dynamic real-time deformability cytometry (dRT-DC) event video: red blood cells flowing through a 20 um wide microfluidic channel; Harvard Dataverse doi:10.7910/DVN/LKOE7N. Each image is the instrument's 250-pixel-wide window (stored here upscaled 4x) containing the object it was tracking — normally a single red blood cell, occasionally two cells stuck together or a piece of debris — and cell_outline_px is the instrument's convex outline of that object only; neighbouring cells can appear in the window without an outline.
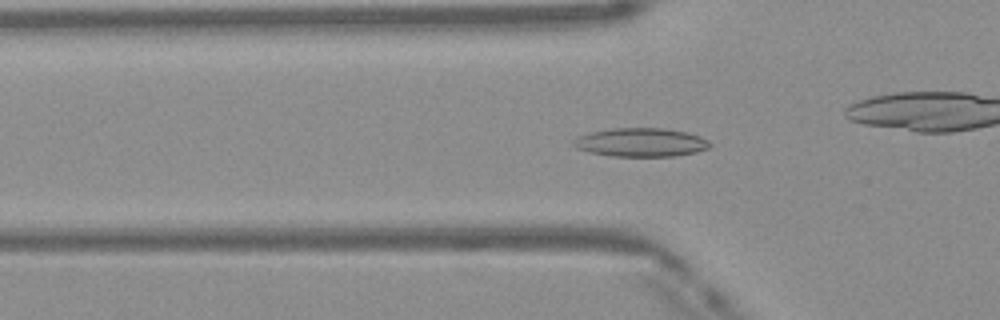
{"species": "Egyptian fruit bat (a non-hibernating species)", "species_latin": "Rousettus aegyptiacus", "temperature_condition": "warm", "stored_images_in_passage": 46, "camera_frame_rate_fps": 3000, "um_per_image_px": 0.085, "frame": {"image": 1, "passage_image": 12, "time_ms": 3.667, "image_size_px": [1000, 320], "cell_outline_px": [[712, 144], [708, 148], [696, 152], [676, 156], [612, 156], [588, 152], [576, 148], [572, 144], [572, 140], [580, 136], [592, 132], [612, 128], [664, 128], [688, 132], [700, 136], [708, 140]], "centroid_in_image_um": [54.49, 12.1], "position_along_channel_um": 71.3, "area_um2": 22.83}}
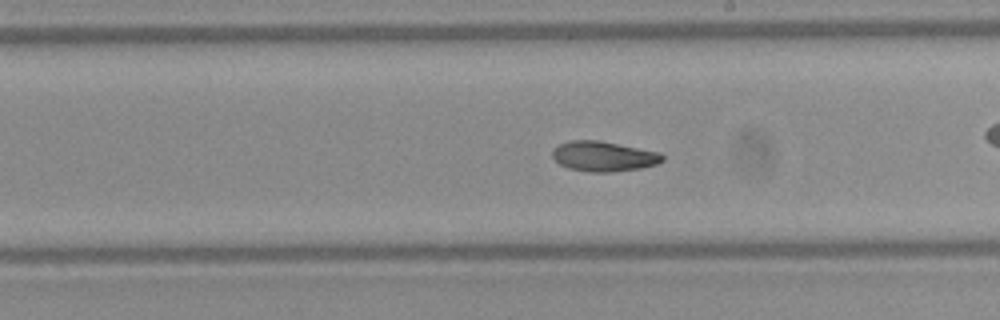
{"frame": {"image": 2, "passage_image": 24, "time_ms": 7.667, "image_size_px": [1000, 320], "cell_outline_px": [[664, 160], [656, 164], [640, 168], [612, 172], [588, 172], [568, 168], [560, 164], [552, 156], [552, 148], [560, 144], [572, 140], [600, 140], [660, 152], [664, 156]], "centroid_in_image_um": [51.3, 13.28], "position_along_channel_um": 237.7, "area_um2": 19.36}}
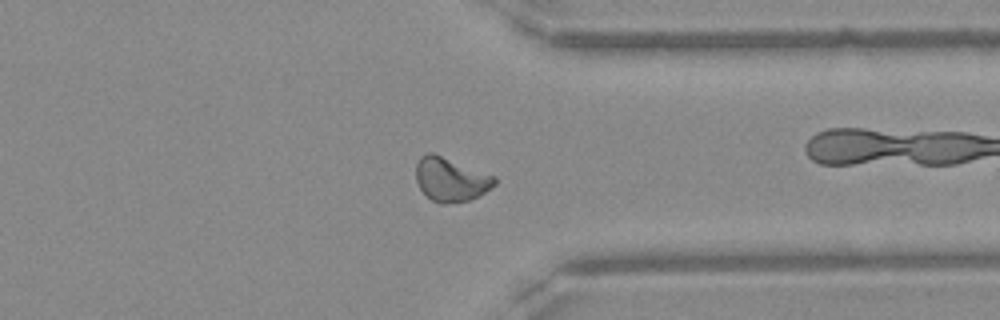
{"frame": {"image": 3, "passage_image": 34, "time_ms": 11.0, "image_size_px": [1000, 320], "cell_outline_px": [[496, 184], [472, 200], [444, 204], [440, 204], [432, 200], [420, 188], [416, 180], [416, 164], [420, 156], [428, 152], [432, 152], [496, 176]], "centroid_in_image_um": [38.31, 15.25], "position_along_channel_um": 373.1, "area_um2": 20.11}, "authors_computed_cell_mechanics": {"area_um2": 19.7387, "velocity_mm_per_s": 4.1363, "shape_relaxation_time_tau1_ms": 8.7358, "shape_relaxation_time_tau2_ms": 6.5365, "deformation_change_tau1": 0.2012, "deformation_change_tau2": 0.1371}}